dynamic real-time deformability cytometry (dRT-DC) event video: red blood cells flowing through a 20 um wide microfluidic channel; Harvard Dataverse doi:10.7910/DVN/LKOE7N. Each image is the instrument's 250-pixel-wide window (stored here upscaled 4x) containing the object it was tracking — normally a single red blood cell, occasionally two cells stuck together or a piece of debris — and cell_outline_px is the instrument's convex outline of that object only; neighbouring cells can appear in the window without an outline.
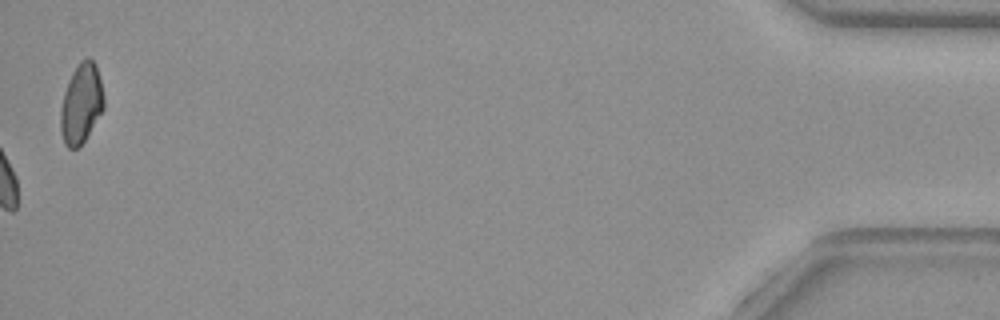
{"species": "common noctule bat (a hibernating species)", "species_latin": "Nyctalus noctula", "temperature_condition": "warm", "stored_images_in_passage": 43, "camera_frame_rate_fps": 3000, "um_per_image_px": 0.085, "animal": {"sex": "female", "body_mass_g": 29.2, "forearm_length_mm": 56.3}, "frame": {"image": 1, "passage_image": 43, "time_ms": 14.0, "image_size_px": [1000, 320], "cell_outline_px": [[104, 108], [84, 140], [76, 148], [68, 148], [64, 144], [60, 128], [60, 108], [64, 92], [68, 80], [72, 72], [80, 60], [88, 56], [96, 64], [104, 96]], "centroid_in_image_um": [6.89, 8.77], "position_along_channel_um": 428.3, "area_um2": 20.11}}